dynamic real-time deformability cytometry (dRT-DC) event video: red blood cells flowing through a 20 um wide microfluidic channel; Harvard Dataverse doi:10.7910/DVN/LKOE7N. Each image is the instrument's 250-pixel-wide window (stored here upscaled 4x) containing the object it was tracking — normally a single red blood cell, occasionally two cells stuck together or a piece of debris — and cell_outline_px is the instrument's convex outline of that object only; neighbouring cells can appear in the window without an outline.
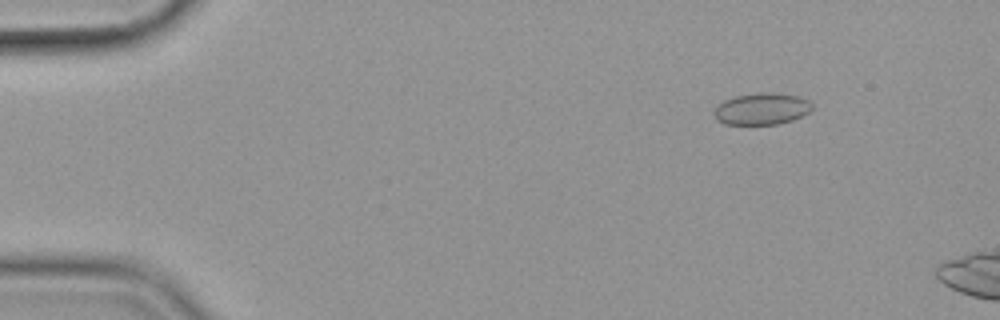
{"species": "common noctule bat (a hibernating species)", "species_latin": "Nyctalus noctula", "temperature_condition": "cold", "stored_images_in_passage": 12, "camera_frame_rate_fps": 3000, "um_per_image_px": 0.085, "animal": {"sex": "female", "body_mass_g": 19.9}, "frame": {"image": 1, "passage_image": 7, "time_ms": 2.0, "image_size_px": [1000, 320], "cell_outline_px": [[812, 108], [808, 112], [792, 120], [776, 124], [724, 124], [716, 120], [712, 112], [724, 100], [736, 96], [760, 92], [772, 92], [800, 96], [808, 100], [812, 104]], "centroid_in_image_um": [64.73, 9.24], "position_along_channel_um": 20.3, "area_um2": 18.09}}